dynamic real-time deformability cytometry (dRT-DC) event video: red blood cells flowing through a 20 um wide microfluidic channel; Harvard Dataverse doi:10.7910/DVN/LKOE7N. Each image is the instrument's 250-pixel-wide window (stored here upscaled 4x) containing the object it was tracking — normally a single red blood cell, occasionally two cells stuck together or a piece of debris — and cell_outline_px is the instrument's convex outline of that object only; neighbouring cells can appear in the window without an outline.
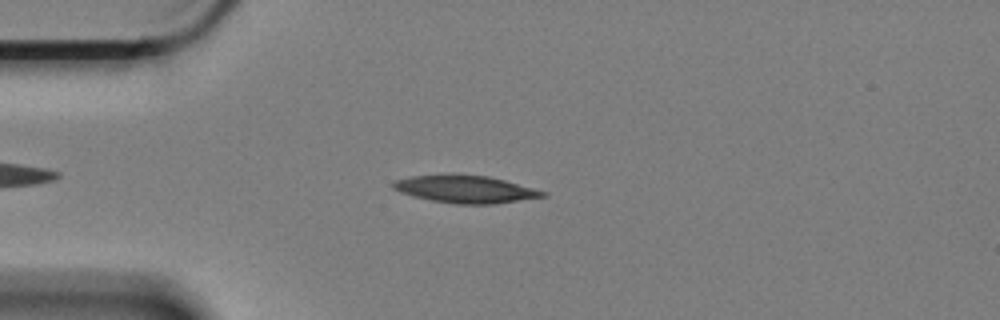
{"species": "Egyptian fruit bat (a non-hibernating species)", "species_latin": "Rousettus aegyptiacus", "temperature_condition": "cold", "stored_images_in_passage": 44, "camera_frame_rate_fps": 3000, "um_per_image_px": 0.085, "animal": {"sex": "female"}, "frame": {"image": 1, "passage_image": 3, "time_ms": 0.667, "image_size_px": [1000, 320], "cell_outline_px": [[548, 196], [492, 204], [456, 204], [432, 200], [412, 196], [400, 192], [392, 188], [392, 184], [396, 180], [412, 176], [448, 172], [456, 172], [488, 176], [504, 180], [548, 192]], "centroid_in_image_um": [39.53, 16.05], "position_along_channel_um": 45.5, "area_um2": 24.45}}
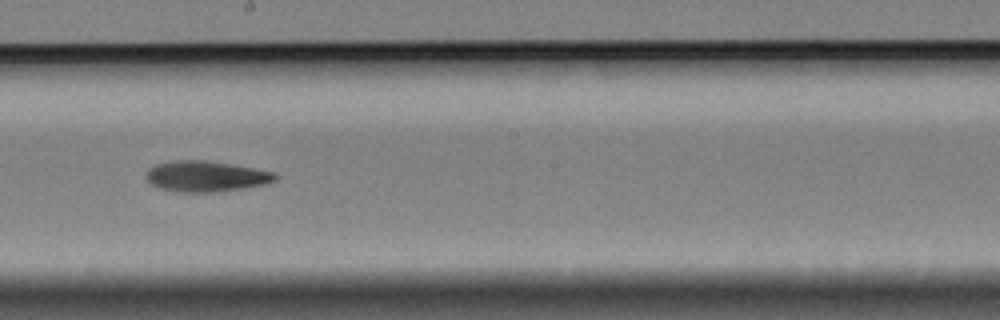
{"frame": {"image": 2, "passage_image": 21, "time_ms": 6.667, "image_size_px": [1000, 320], "cell_outline_px": [[280, 176], [276, 180], [264, 184], [244, 188], [212, 192], [184, 192], [160, 188], [152, 184], [144, 176], [148, 168], [156, 164], [176, 160], [204, 160], [276, 172]], "centroid_in_image_um": [17.51, 14.98], "position_along_channel_um": 230.7, "area_um2": 22.95}}
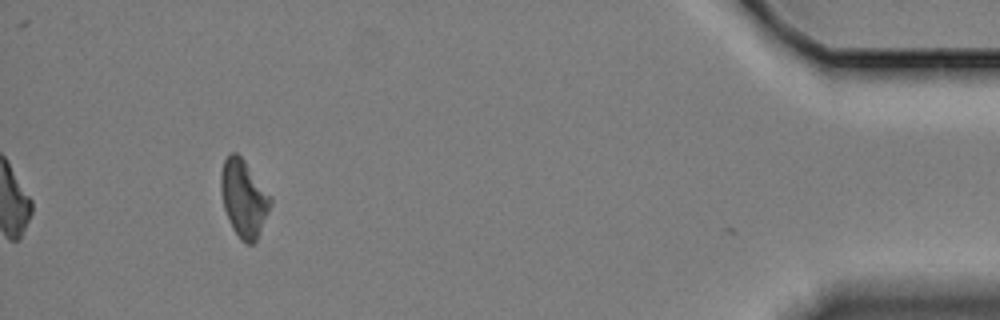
{"frame": {"image": 3, "passage_image": 43, "time_ms": 14.0, "image_size_px": [1000, 320], "cell_outline_px": [[272, 204], [256, 240], [252, 244], [244, 244], [240, 240], [232, 228], [228, 220], [224, 208], [220, 192], [220, 172], [224, 160], [228, 152], [236, 152], [244, 160], [272, 200]], "centroid_in_image_um": [20.67, 16.87], "position_along_channel_um": 414.5, "area_um2": 22.2}, "authors_computed_cell_mechanics": {"area_um2": 22.6287, "velocity_mm_per_s": 3.3529, "shape_relaxation_time_tau1_ms": 11.1742, "shape_relaxation_time_tau2_ms": null, "deformation_change_tau1": 0.1934, "deformation_change_tau2": null}}